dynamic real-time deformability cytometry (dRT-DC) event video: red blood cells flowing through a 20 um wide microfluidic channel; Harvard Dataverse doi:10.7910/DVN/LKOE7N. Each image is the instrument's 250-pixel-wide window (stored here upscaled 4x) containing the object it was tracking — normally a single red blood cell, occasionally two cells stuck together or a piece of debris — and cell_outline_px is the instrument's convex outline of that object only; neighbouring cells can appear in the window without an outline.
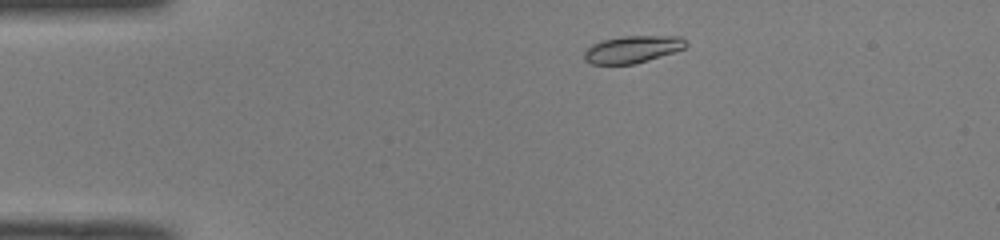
{"species": "common noctule bat (a hibernating species)", "species_latin": "Nyctalus noctula", "temperature_condition": "room temperature", "stored_images_in_passage": 44, "camera_frame_rate_fps": 3000, "um_per_image_px": 0.085, "animal": {"sex": "male", "body_mass_g": 19.0, "forearm_length_mm": 50.8}, "frame": {"image": 1, "passage_image": 4, "time_ms": 1.0, "image_size_px": [1000, 240], "cell_outline_px": [[688, 44], [684, 48], [636, 64], [592, 64], [584, 60], [584, 52], [592, 44], [604, 40], [624, 36], [680, 36]], "centroid_in_image_um": [53.74, 4.19], "position_along_channel_um": 31.3, "area_um2": 15.9}}
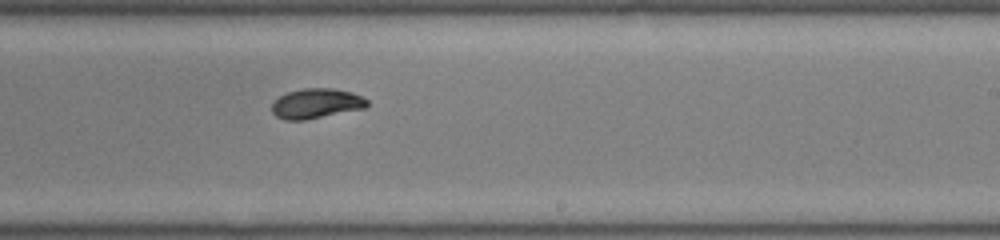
{"frame": {"image": 2, "passage_image": 25, "time_ms": 8.0, "image_size_px": [1000, 240], "cell_outline_px": [[368, 108], [304, 120], [284, 120], [276, 116], [272, 112], [272, 104], [280, 96], [288, 92], [304, 88], [332, 88], [352, 92], [368, 100]], "centroid_in_image_um": [26.91, 8.8], "position_along_channel_um": 262.1, "area_um2": 16.65}}
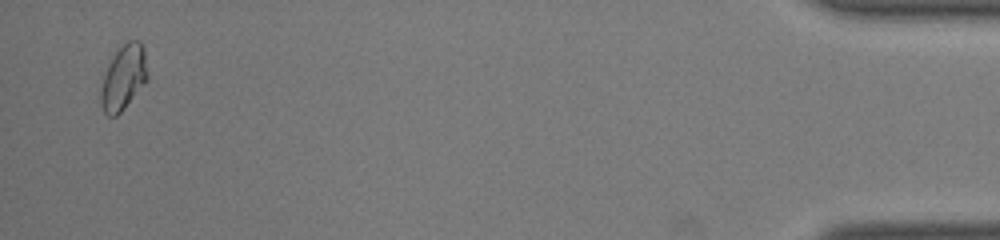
{"frame": {"image": 3, "passage_image": 43, "time_ms": 14.0, "image_size_px": [1000, 240], "cell_outline_px": [[148, 80], [124, 108], [116, 116], [108, 116], [104, 112], [100, 100], [100, 88], [104, 76], [116, 52], [128, 40], [140, 40], [144, 48], [148, 76]], "centroid_in_image_um": [10.52, 6.6], "position_along_channel_um": 424.7, "area_um2": 17.4}, "authors_computed_cell_mechanics": {"area_um2": 16.5886, "velocity_mm_per_s": 4.0787, "shape_relaxation_time_tau1_ms": 3.8872, "shape_relaxation_time_tau2_ms": null, "deformation_change_tau1": 0.1468, "deformation_change_tau2": null}}